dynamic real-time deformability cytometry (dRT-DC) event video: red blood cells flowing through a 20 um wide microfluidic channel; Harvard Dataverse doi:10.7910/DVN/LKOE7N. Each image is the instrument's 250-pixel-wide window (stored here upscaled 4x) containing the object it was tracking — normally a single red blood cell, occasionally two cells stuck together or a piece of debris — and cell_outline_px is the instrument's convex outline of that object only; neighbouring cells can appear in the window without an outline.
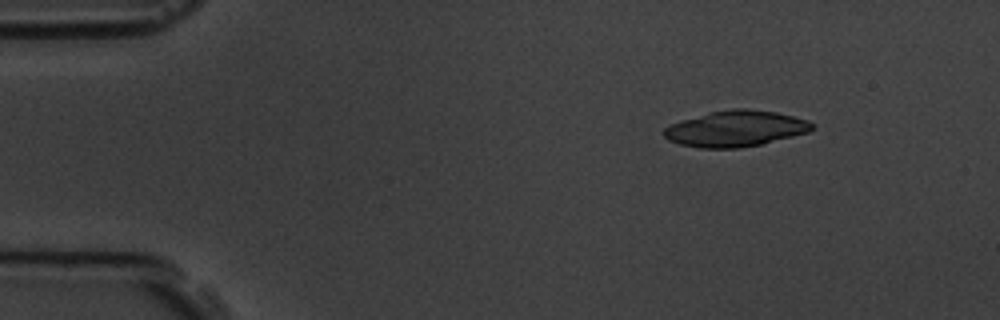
{"species": "common noctule bat (a hibernating species)", "species_latin": "Nyctalus noctula", "temperature_condition": "room temperature", "stored_images_in_passage": 5, "segment_of_instrument_passage": [1, 2], "camera_frame_rate_fps": 3000, "um_per_image_px": 0.085, "animal": {"sex": "male", "body_mass_g": 19.5, "forearm_length_mm": 54.6}, "frame": {"image": 1, "passage_image": 2, "time_ms": 1.333, "image_size_px": [1000, 320], "cell_outline_px": [[816, 128], [808, 132], [760, 144], [740, 148], [700, 148], [680, 144], [668, 140], [664, 136], [664, 128], [680, 120], [708, 112], [732, 108], [748, 108], [776, 112], [808, 120], [816, 124]], "centroid_in_image_um": [62.54, 10.92], "position_along_channel_um": 22.5, "area_um2": 31.15}}